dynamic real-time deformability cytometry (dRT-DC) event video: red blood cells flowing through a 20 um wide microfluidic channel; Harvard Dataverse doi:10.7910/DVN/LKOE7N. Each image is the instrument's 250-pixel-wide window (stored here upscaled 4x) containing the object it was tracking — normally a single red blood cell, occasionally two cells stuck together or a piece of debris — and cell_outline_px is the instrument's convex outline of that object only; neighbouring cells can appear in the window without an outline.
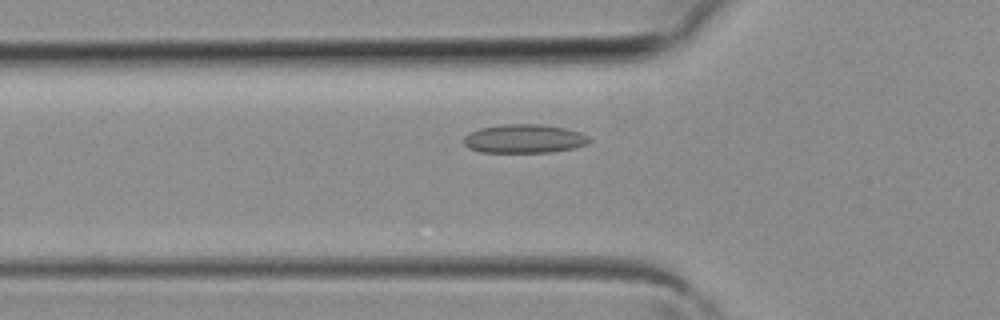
{"species": "common noctule bat (a hibernating species)", "species_latin": "Nyctalus noctula", "temperature_condition": "room temperature", "stored_images_in_passage": 13, "camera_frame_rate_fps": 3000, "um_per_image_px": 0.085, "animal": {"sex": "female", "body_mass_g": 19.3, "forearm_length_mm": 54.1}, "frame": {"image": 1, "passage_image": 4, "time_ms": 1.0, "image_size_px": [1000, 320], "cell_outline_px": [[592, 140], [588, 144], [572, 148], [552, 152], [480, 152], [468, 148], [464, 144], [464, 136], [480, 128], [504, 124], [540, 124], [564, 128], [580, 132], [588, 136]], "centroid_in_image_um": [44.57, 11.79], "position_along_channel_um": 81.2, "area_um2": 20.98}}
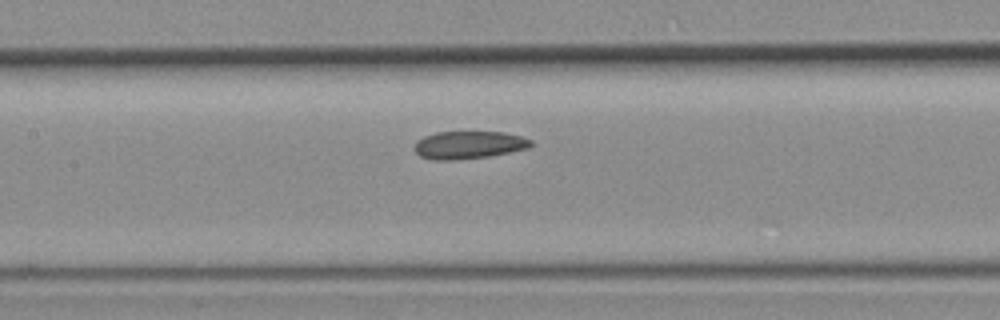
{"frame": {"image": 2, "passage_image": 9, "time_ms": 2.667, "image_size_px": [1000, 320], "cell_outline_px": [[532, 144], [528, 148], [488, 156], [452, 160], [432, 160], [420, 156], [416, 152], [416, 140], [424, 136], [436, 132], [504, 132], [520, 136], [532, 140]], "centroid_in_image_um": [39.83, 12.31], "position_along_channel_um": 167.6, "area_um2": 18.61}}
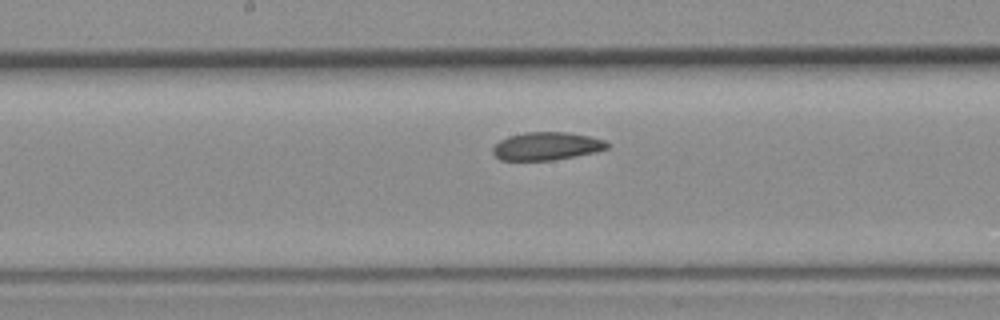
{"frame": {"image": 3, "passage_image": 11, "time_ms": 3.333, "image_size_px": [1000, 320], "cell_outline_px": [[612, 144], [608, 148], [596, 152], [552, 160], [500, 160], [492, 152], [492, 148], [500, 140], [508, 136], [524, 132], [568, 132], [588, 136], [604, 140]], "centroid_in_image_um": [46.47, 12.41], "position_along_channel_um": 201.7, "area_um2": 18.67}}